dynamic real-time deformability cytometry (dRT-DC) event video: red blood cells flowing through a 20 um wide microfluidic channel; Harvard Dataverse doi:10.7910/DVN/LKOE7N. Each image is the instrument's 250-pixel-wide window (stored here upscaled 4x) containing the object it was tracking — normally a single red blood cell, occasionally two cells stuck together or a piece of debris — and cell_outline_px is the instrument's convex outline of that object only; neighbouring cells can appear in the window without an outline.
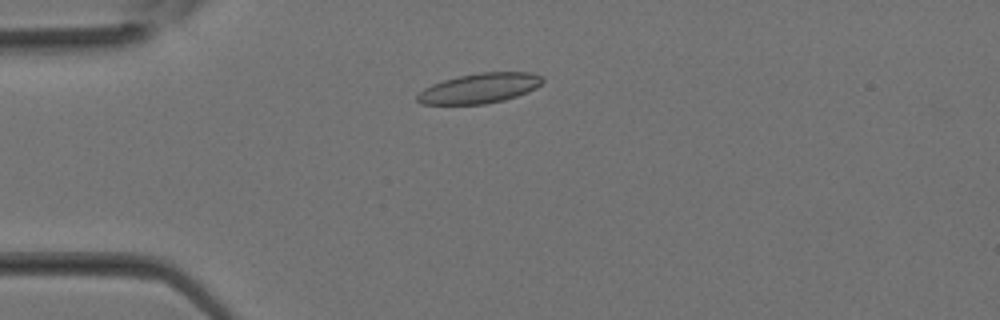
{"species": "Egyptian fruit bat (a non-hibernating species)", "species_latin": "Rousettus aegyptiacus", "temperature_condition": "room temperature", "stored_images_in_passage": 26, "camera_frame_rate_fps": 3000, "um_per_image_px": 0.085, "animal": {"sex": "female"}, "frame": {"image": 1, "passage_image": 2, "time_ms": 0.333, "image_size_px": [1000, 320], "cell_outline_px": [[544, 80], [536, 88], [528, 92], [504, 100], [484, 104], [420, 104], [416, 100], [416, 96], [424, 88], [432, 84], [444, 80], [460, 76], [480, 72], [532, 72], [544, 76]], "centroid_in_image_um": [40.79, 7.5], "position_along_channel_um": 44.2, "area_um2": 21.91}}
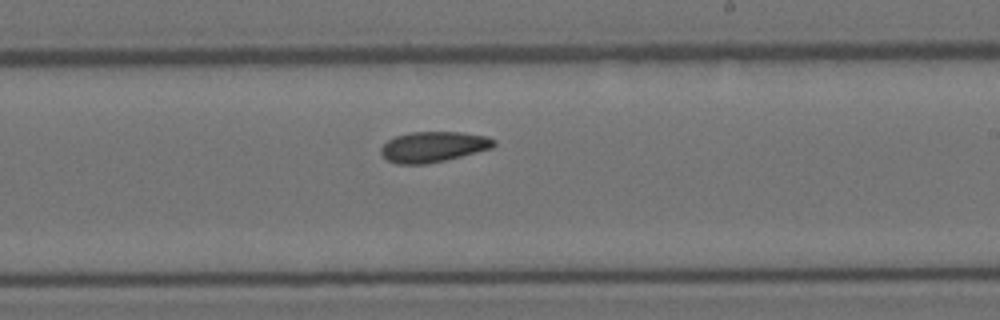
{"frame": {"image": 2, "passage_image": 13, "time_ms": 4.0, "image_size_px": [1000, 320], "cell_outline_px": [[496, 144], [492, 148], [428, 164], [396, 164], [388, 160], [380, 152], [380, 148], [388, 140], [396, 136], [412, 132], [460, 132], [488, 136], [496, 140]], "centroid_in_image_um": [36.84, 12.47], "position_along_channel_um": 252.2, "area_um2": 20.0}}
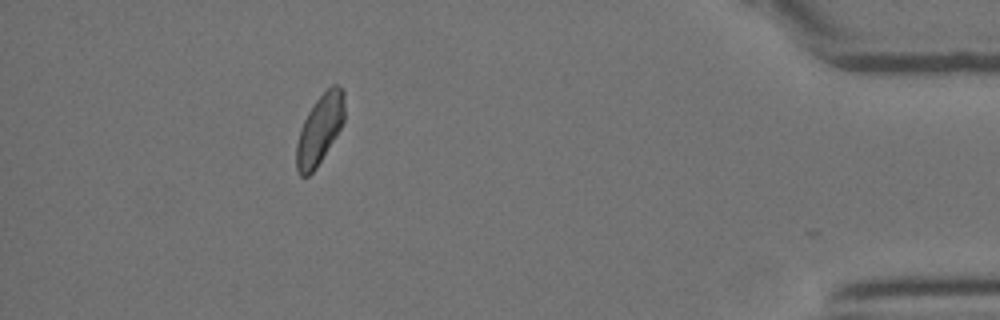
{"frame": {"image": 3, "passage_image": 23, "time_ms": 7.333, "image_size_px": [1000, 320], "cell_outline_px": [[344, 120], [336, 136], [316, 168], [308, 176], [300, 176], [296, 168], [296, 144], [300, 128], [308, 112], [316, 100], [332, 84], [336, 84], [344, 88]], "centroid_in_image_um": [27.17, 10.99], "position_along_channel_um": 408.0, "area_um2": 19.42}}